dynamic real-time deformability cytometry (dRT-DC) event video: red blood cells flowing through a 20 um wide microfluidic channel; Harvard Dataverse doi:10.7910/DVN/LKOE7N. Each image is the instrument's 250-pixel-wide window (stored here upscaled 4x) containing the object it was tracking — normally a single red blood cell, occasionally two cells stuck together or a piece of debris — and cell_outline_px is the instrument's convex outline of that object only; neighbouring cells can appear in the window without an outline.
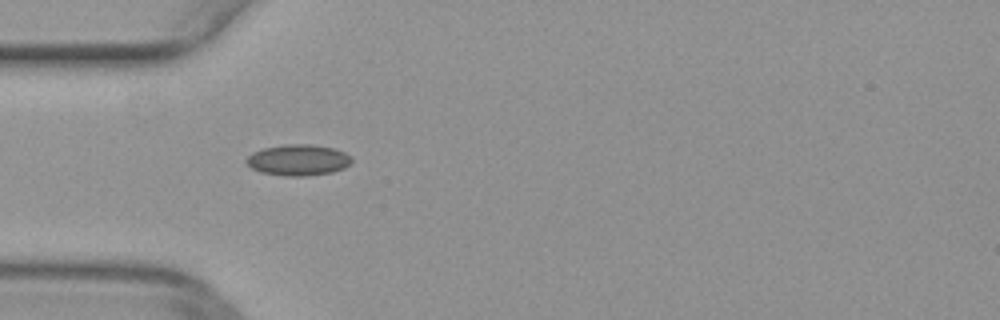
{"species": "common noctule bat (a hibernating species)", "species_latin": "Nyctalus noctula", "temperature_condition": "warm", "stored_images_in_passage": 43, "camera_frame_rate_fps": 3000, "um_per_image_px": 0.085, "animal": {"sex": "female", "body_mass_g": 29.2, "forearm_length_mm": 56.3}, "frame": {"image": 1, "passage_image": 8, "time_ms": 2.333, "image_size_px": [1000, 320], "cell_outline_px": [[352, 160], [344, 168], [332, 172], [304, 176], [288, 176], [260, 172], [252, 168], [244, 160], [252, 152], [264, 148], [288, 144], [312, 144], [332, 148], [344, 152], [352, 156]], "centroid_in_image_um": [25.34, 13.6], "position_along_channel_um": 59.7, "area_um2": 18.96}}
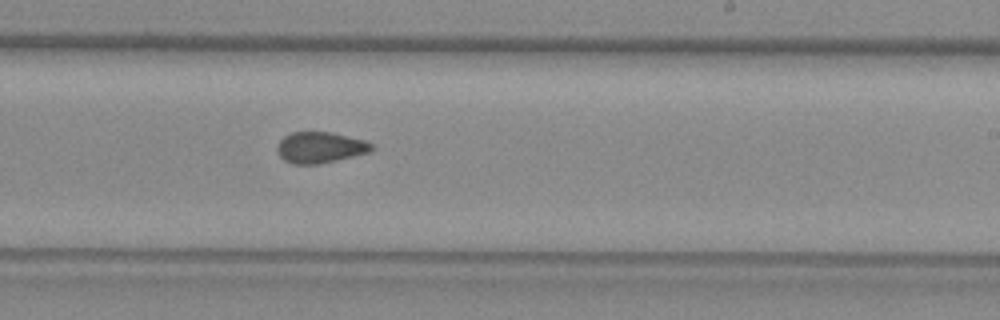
{"frame": {"image": 2, "passage_image": 23, "time_ms": 7.333, "image_size_px": [1000, 320], "cell_outline_px": [[372, 148], [368, 152], [320, 164], [292, 164], [284, 160], [280, 156], [276, 148], [280, 140], [284, 136], [292, 132], [328, 132], [364, 140], [372, 144]], "centroid_in_image_um": [27.15, 12.54], "position_along_channel_um": 261.8, "area_um2": 16.82}}
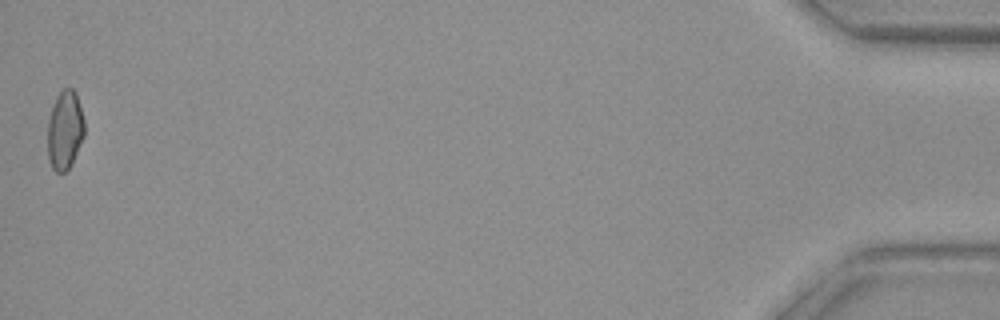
{"frame": {"image": 3, "passage_image": 43, "time_ms": 14.0, "image_size_px": [1000, 320], "cell_outline_px": [[84, 136], [72, 164], [64, 172], [56, 172], [52, 168], [48, 156], [48, 120], [56, 96], [64, 88], [72, 88], [76, 92], [84, 120]], "centroid_in_image_um": [5.52, 11.06], "position_along_channel_um": 429.7, "area_um2": 16.88}}